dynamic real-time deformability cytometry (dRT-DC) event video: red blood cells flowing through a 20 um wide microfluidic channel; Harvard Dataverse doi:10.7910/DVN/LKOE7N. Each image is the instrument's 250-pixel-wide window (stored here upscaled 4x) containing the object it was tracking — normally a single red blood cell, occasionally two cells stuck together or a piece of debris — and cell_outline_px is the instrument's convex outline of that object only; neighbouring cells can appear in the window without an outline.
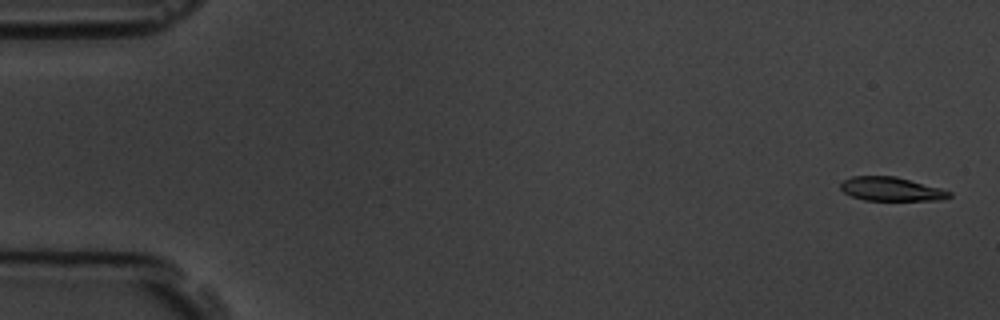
{"species": "common noctule bat (a hibernating species)", "species_latin": "Nyctalus noctula", "temperature_condition": "room temperature", "stored_images_in_passage": 5, "camera_frame_rate_fps": 3000, "um_per_image_px": 0.085, "animal": {"sex": "male", "body_mass_g": 19.5, "forearm_length_mm": 54.6}, "frame": {"image": 1, "passage_image": 1, "time_ms": 0.0, "image_size_px": [1000, 320], "cell_outline_px": [[952, 196], [940, 200], [864, 200], [852, 196], [844, 192], [840, 188], [840, 184], [844, 180], [852, 176], [896, 176], [940, 188], [952, 192]], "centroid_in_image_um": [75.76, 16.07], "position_along_channel_um": 9.2, "area_um2": 15.03}}